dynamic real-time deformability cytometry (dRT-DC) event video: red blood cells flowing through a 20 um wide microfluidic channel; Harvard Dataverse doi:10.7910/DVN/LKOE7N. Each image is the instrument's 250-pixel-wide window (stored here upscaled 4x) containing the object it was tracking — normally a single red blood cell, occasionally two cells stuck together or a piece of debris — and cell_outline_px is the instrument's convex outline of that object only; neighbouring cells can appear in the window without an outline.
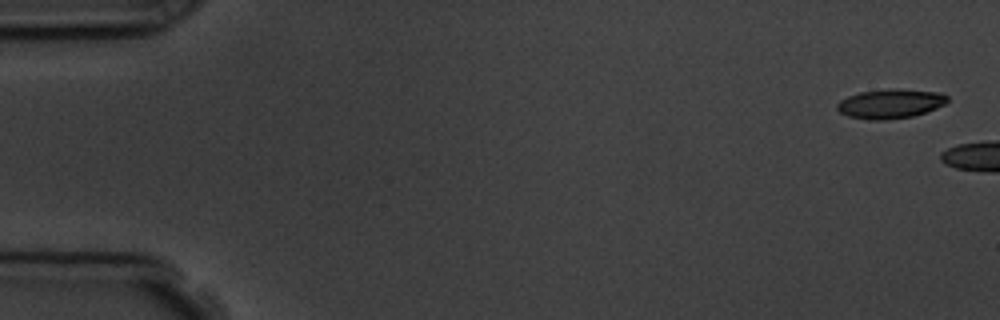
{"species": "common noctule bat (a hibernating species)", "species_latin": "Nyctalus noctula", "temperature_condition": "room temperature", "stored_images_in_passage": 2, "camera_frame_rate_fps": 3000, "um_per_image_px": 0.085, "animal": {"sex": "male", "body_mass_g": 19.5, "forearm_length_mm": 54.6}, "frame": {"image": 1, "passage_image": 1, "time_ms": 0.0, "image_size_px": [1000, 320], "cell_outline_px": [[948, 100], [944, 104], [936, 108], [912, 116], [884, 120], [872, 120], [848, 116], [840, 112], [836, 108], [836, 104], [840, 100], [848, 96], [860, 92], [888, 88], [896, 88], [940, 92], [948, 96]], "centroid_in_image_um": [75.67, 8.8], "position_along_channel_um": 9.3, "area_um2": 18.9}}